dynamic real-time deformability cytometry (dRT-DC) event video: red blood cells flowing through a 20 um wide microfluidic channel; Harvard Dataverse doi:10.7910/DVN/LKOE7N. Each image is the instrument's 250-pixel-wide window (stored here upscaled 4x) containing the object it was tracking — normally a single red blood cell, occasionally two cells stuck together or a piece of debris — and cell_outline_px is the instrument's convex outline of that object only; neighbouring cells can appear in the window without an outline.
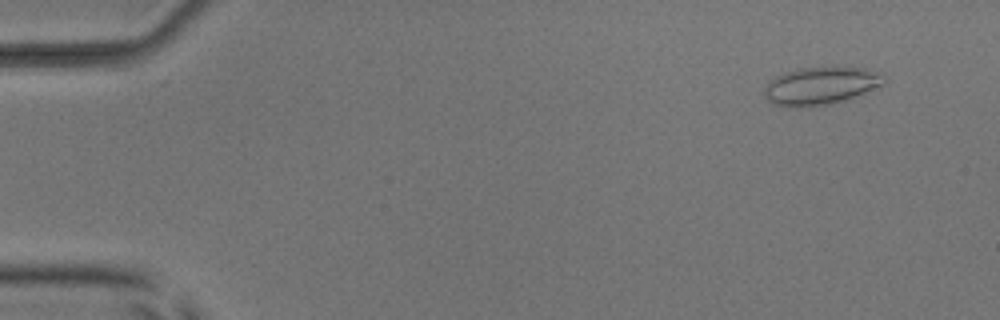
{"species": "common noctule bat (a hibernating species)", "species_latin": "Nyctalus noctula", "temperature_condition": "room temperature", "stored_images_in_passage": 9, "camera_frame_rate_fps": 3000, "um_per_image_px": 0.085, "animal": {"sex": "male", "body_mass_g": 17.9, "forearm_length_mm": 54.2}, "frame": {"image": 1, "passage_image": 2, "time_ms": 1.333, "image_size_px": [1000, 320], "cell_outline_px": [[888, 80], [884, 84], [844, 100], [832, 104], [796, 108], [792, 108], [776, 104], [768, 100], [764, 96], [764, 88], [776, 76], [796, 68], [868, 68], [884, 72], [888, 76]], "centroid_in_image_um": [69.82, 7.29], "position_along_channel_um": 15.2, "area_um2": 26.36}}
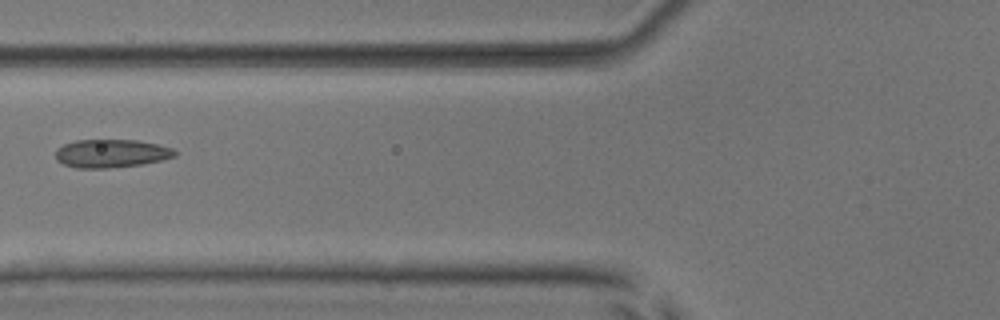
{"frame": {"image": 2, "passage_image": 7, "time_ms": 7.0, "image_size_px": [1000, 320], "cell_outline_px": [[176, 156], [160, 160], [140, 164], [108, 168], [76, 168], [64, 164], [56, 160], [56, 148], [64, 144], [76, 140], [136, 140], [156, 144], [172, 148], [176, 152]], "centroid_in_image_um": [9.42, 13.04], "position_along_channel_um": 116.4, "area_um2": 19.48}}
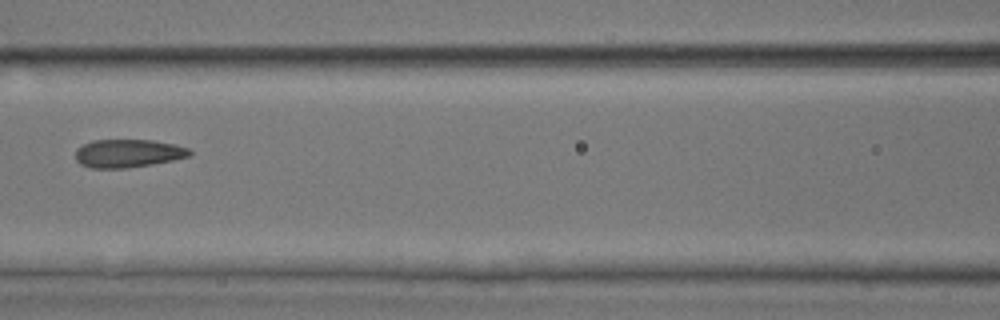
{"frame": {"image": 3, "passage_image": 8, "time_ms": 8.0, "image_size_px": [1000, 320], "cell_outline_px": [[192, 156], [152, 164], [124, 168], [92, 168], [80, 164], [76, 160], [76, 148], [92, 140], [152, 140], [172, 144], [188, 148], [192, 152]], "centroid_in_image_um": [10.87, 13.03], "position_along_channel_um": 155.7, "area_um2": 18.67}}